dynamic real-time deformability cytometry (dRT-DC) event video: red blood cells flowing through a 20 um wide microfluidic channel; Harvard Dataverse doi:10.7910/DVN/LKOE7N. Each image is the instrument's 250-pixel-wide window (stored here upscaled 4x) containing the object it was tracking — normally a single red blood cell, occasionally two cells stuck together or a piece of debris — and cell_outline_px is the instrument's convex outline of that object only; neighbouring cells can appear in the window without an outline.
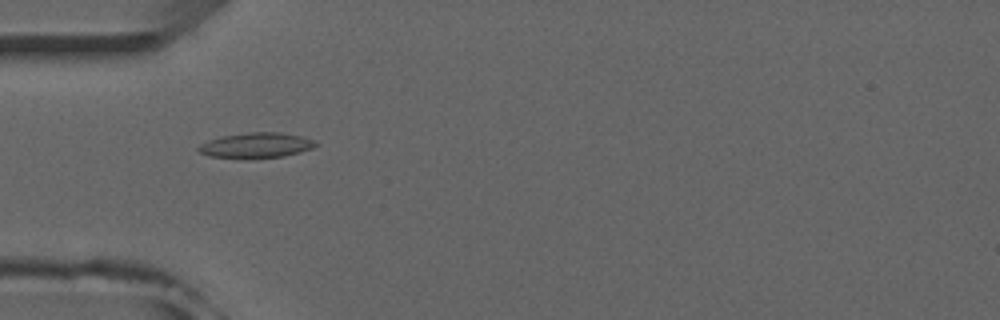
{"species": "common noctule bat (a hibernating species)", "species_latin": "Nyctalus noctula", "temperature_condition": "room temperature", "stored_images_in_passage": 45, "camera_frame_rate_fps": 3000, "um_per_image_px": 0.085, "animal": {"sex": "male", "forearm_length_mm": 52.5}, "frame": {"image": 1, "passage_image": 10, "time_ms": 3.0, "image_size_px": [1000, 320], "cell_outline_px": [[320, 144], [312, 148], [300, 152], [284, 156], [244, 160], [208, 156], [200, 152], [196, 148], [200, 144], [208, 140], [224, 136], [248, 132], [280, 132], [300, 136], [312, 140]], "centroid_in_image_um": [21.74, 12.38], "position_along_channel_um": 63.3, "area_um2": 17.57}}
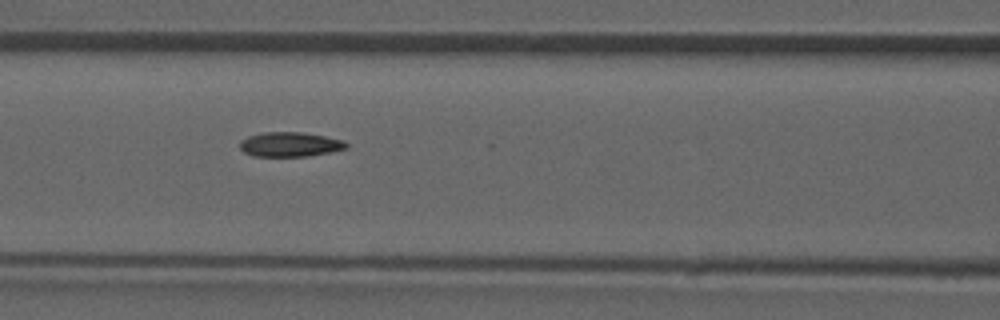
{"frame": {"image": 2, "passage_image": 16, "time_ms": 5.0, "image_size_px": [1000, 320], "cell_outline_px": [[348, 148], [308, 156], [252, 156], [244, 152], [240, 148], [240, 140], [248, 136], [264, 132], [300, 132], [324, 136], [344, 140], [348, 144]], "centroid_in_image_um": [24.63, 12.27], "position_along_channel_um": 142.0, "area_um2": 15.2}}
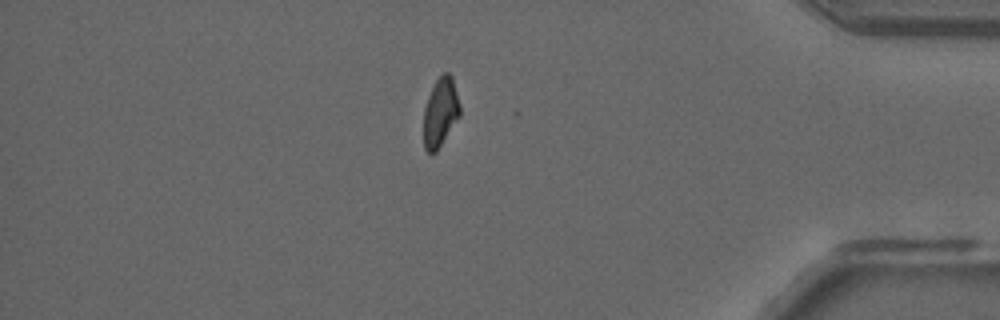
{"frame": {"image": 3, "passage_image": 38, "time_ms": 12.333, "image_size_px": [1000, 320], "cell_outline_px": [[460, 116], [436, 152], [428, 152], [424, 148], [424, 108], [428, 96], [436, 80], [444, 72], [448, 72], [452, 76], [460, 104]], "centroid_in_image_um": [37.44, 9.53], "position_along_channel_um": 397.8, "area_um2": 14.51}, "authors_computed_cell_mechanics": {"area_um2": 15.317, "velocity_mm_per_s": 3.9816, "shape_relaxation_time_tau1_ms": null, "shape_relaxation_time_tau2_ms": 4.1133, "deformation_change_tau1": null, "deformation_change_tau2": 0.0866}}